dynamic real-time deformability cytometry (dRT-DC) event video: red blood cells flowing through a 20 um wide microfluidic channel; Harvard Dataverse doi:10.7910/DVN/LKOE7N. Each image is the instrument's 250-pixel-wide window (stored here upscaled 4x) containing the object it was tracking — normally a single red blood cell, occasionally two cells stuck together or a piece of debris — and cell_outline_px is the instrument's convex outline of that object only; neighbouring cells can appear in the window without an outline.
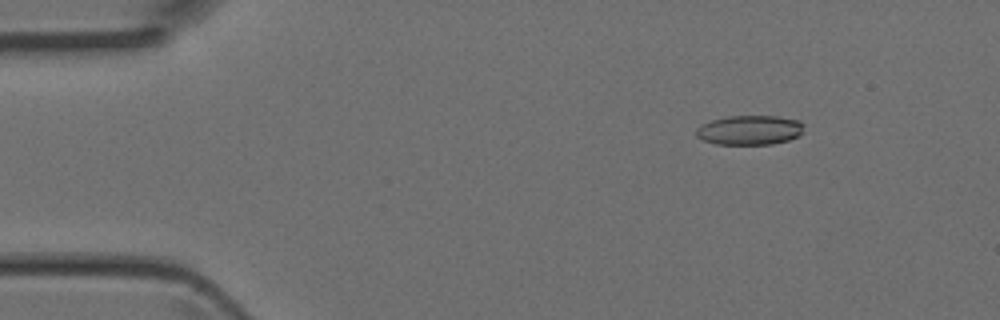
{"species": "Egyptian fruit bat (a non-hibernating species)", "species_latin": "Rousettus aegyptiacus", "temperature_condition": "room temperature", "stored_images_in_passage": 3, "camera_frame_rate_fps": 3000, "um_per_image_px": 0.085, "animal": {"sex": "female"}, "frame": {"image": 1, "passage_image": 1, "time_ms": 0.0, "image_size_px": [1000, 320], "cell_outline_px": [[804, 124], [800, 136], [788, 140], [772, 144], [716, 144], [704, 140], [696, 136], [696, 128], [700, 124], [712, 120], [728, 116], [776, 116], [800, 120]], "centroid_in_image_um": [63.73, 11.05], "position_along_channel_um": 21.3, "area_um2": 18.61}}
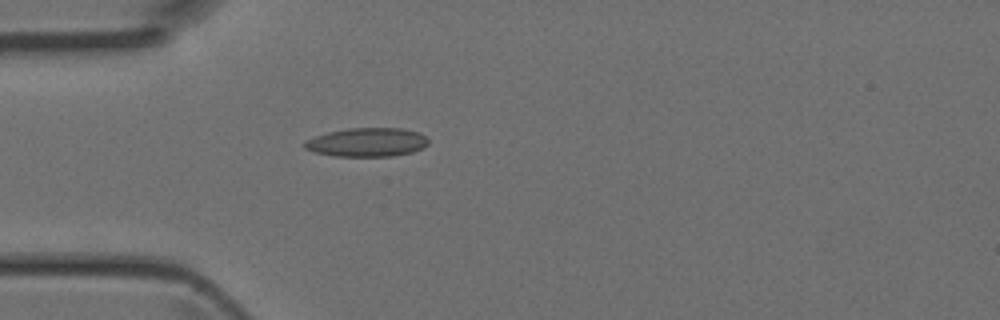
{"frame": {"image": 2, "passage_image": 3, "time_ms": 0.667, "image_size_px": [1000, 320], "cell_outline_px": [[428, 144], [424, 148], [412, 152], [392, 156], [336, 156], [312, 152], [304, 148], [304, 140], [328, 132], [348, 128], [400, 128], [420, 132], [428, 140]], "centroid_in_image_um": [31.19, 12.09], "position_along_channel_um": 53.8, "area_um2": 20.87}}